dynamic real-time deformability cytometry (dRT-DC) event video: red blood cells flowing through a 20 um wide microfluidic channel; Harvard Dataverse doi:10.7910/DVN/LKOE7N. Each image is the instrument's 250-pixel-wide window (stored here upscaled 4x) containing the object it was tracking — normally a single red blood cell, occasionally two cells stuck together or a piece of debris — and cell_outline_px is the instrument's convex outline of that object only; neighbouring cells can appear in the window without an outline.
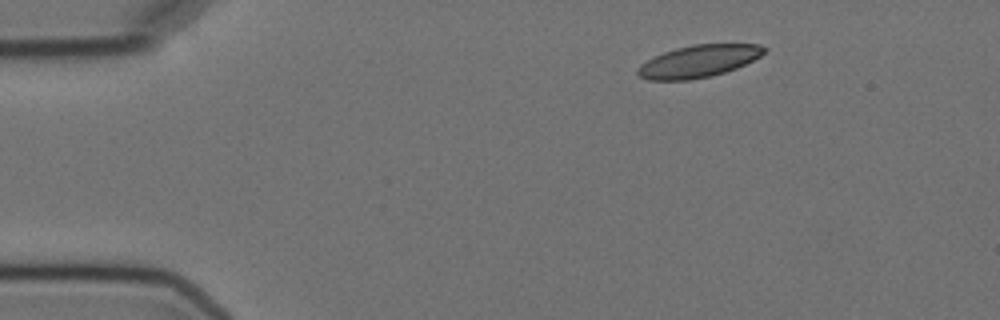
{"species": "Egyptian fruit bat (a non-hibernating species)", "species_latin": "Rousettus aegyptiacus", "temperature_condition": "cold", "stored_images_in_passage": 3, "camera_frame_rate_fps": 3000, "um_per_image_px": 0.085, "animal": {"sex": "female"}, "frame": {"image": 1, "passage_image": 1, "time_ms": 0.0, "image_size_px": [1000, 320], "cell_outline_px": [[768, 48], [760, 56], [736, 68], [712, 76], [688, 80], [648, 80], [640, 76], [636, 72], [636, 68], [640, 64], [664, 52], [676, 48], [692, 44], [760, 44]], "centroid_in_image_um": [59.37, 5.2], "position_along_channel_um": 25.6, "area_um2": 23.64}}